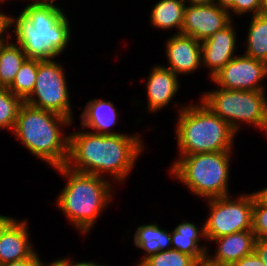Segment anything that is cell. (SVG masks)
Returning a JSON list of instances; mask_svg holds the SVG:
<instances>
[{"label":"cell","mask_w":267,"mask_h":266,"mask_svg":"<svg viewBox=\"0 0 267 266\" xmlns=\"http://www.w3.org/2000/svg\"><path fill=\"white\" fill-rule=\"evenodd\" d=\"M143 148L139 135H102L80 130L69 134L66 166L100 177L109 173L121 183L129 176Z\"/></svg>","instance_id":"6da1fadb"},{"label":"cell","mask_w":267,"mask_h":266,"mask_svg":"<svg viewBox=\"0 0 267 266\" xmlns=\"http://www.w3.org/2000/svg\"><path fill=\"white\" fill-rule=\"evenodd\" d=\"M259 15L267 21V0H264V3H263L261 12Z\"/></svg>","instance_id":"f35d334b"},{"label":"cell","mask_w":267,"mask_h":266,"mask_svg":"<svg viewBox=\"0 0 267 266\" xmlns=\"http://www.w3.org/2000/svg\"><path fill=\"white\" fill-rule=\"evenodd\" d=\"M64 266H91V261L74 262L70 258L64 259Z\"/></svg>","instance_id":"d6a6232c"},{"label":"cell","mask_w":267,"mask_h":266,"mask_svg":"<svg viewBox=\"0 0 267 266\" xmlns=\"http://www.w3.org/2000/svg\"><path fill=\"white\" fill-rule=\"evenodd\" d=\"M231 198L228 195L207 199L210 212L204 223L206 241L252 230L254 192L240 195L234 201Z\"/></svg>","instance_id":"ba28073f"},{"label":"cell","mask_w":267,"mask_h":266,"mask_svg":"<svg viewBox=\"0 0 267 266\" xmlns=\"http://www.w3.org/2000/svg\"><path fill=\"white\" fill-rule=\"evenodd\" d=\"M233 22L201 42L202 65L210 69L212 79L235 56L237 46Z\"/></svg>","instance_id":"7c38bea8"},{"label":"cell","mask_w":267,"mask_h":266,"mask_svg":"<svg viewBox=\"0 0 267 266\" xmlns=\"http://www.w3.org/2000/svg\"><path fill=\"white\" fill-rule=\"evenodd\" d=\"M232 151L184 155L171 165L170 175L194 195L205 199L230 195L228 191Z\"/></svg>","instance_id":"8992f818"},{"label":"cell","mask_w":267,"mask_h":266,"mask_svg":"<svg viewBox=\"0 0 267 266\" xmlns=\"http://www.w3.org/2000/svg\"><path fill=\"white\" fill-rule=\"evenodd\" d=\"M6 32L7 39L0 42V87L8 88L27 57L22 48L11 40L13 35ZM9 38L11 41H6Z\"/></svg>","instance_id":"44dd1931"},{"label":"cell","mask_w":267,"mask_h":266,"mask_svg":"<svg viewBox=\"0 0 267 266\" xmlns=\"http://www.w3.org/2000/svg\"><path fill=\"white\" fill-rule=\"evenodd\" d=\"M185 2H188L193 5H208V4L215 3V0H187Z\"/></svg>","instance_id":"8d00e7d4"},{"label":"cell","mask_w":267,"mask_h":266,"mask_svg":"<svg viewBox=\"0 0 267 266\" xmlns=\"http://www.w3.org/2000/svg\"><path fill=\"white\" fill-rule=\"evenodd\" d=\"M66 13L55 4H28L18 17L8 15L16 43L29 59L53 60L70 43L71 27Z\"/></svg>","instance_id":"7a4b0ae2"},{"label":"cell","mask_w":267,"mask_h":266,"mask_svg":"<svg viewBox=\"0 0 267 266\" xmlns=\"http://www.w3.org/2000/svg\"><path fill=\"white\" fill-rule=\"evenodd\" d=\"M197 264L192 256L171 248L148 257L139 266H197Z\"/></svg>","instance_id":"d4e9b609"},{"label":"cell","mask_w":267,"mask_h":266,"mask_svg":"<svg viewBox=\"0 0 267 266\" xmlns=\"http://www.w3.org/2000/svg\"><path fill=\"white\" fill-rule=\"evenodd\" d=\"M39 261H40V257L38 256L36 252L30 258L4 263V264H1L0 266H37Z\"/></svg>","instance_id":"f546056e"},{"label":"cell","mask_w":267,"mask_h":266,"mask_svg":"<svg viewBox=\"0 0 267 266\" xmlns=\"http://www.w3.org/2000/svg\"><path fill=\"white\" fill-rule=\"evenodd\" d=\"M28 236L27 220L14 219L0 236V264L32 257L36 251Z\"/></svg>","instance_id":"9a60e30c"},{"label":"cell","mask_w":267,"mask_h":266,"mask_svg":"<svg viewBox=\"0 0 267 266\" xmlns=\"http://www.w3.org/2000/svg\"><path fill=\"white\" fill-rule=\"evenodd\" d=\"M65 70L54 60L41 61L34 90L24 101L27 104L54 112L73 121Z\"/></svg>","instance_id":"9c48e42d"},{"label":"cell","mask_w":267,"mask_h":266,"mask_svg":"<svg viewBox=\"0 0 267 266\" xmlns=\"http://www.w3.org/2000/svg\"><path fill=\"white\" fill-rule=\"evenodd\" d=\"M205 239L204 224L198 230L194 223L183 221L171 232L172 249L192 256L197 262L206 258L208 247L200 246V238Z\"/></svg>","instance_id":"ac0fdd59"},{"label":"cell","mask_w":267,"mask_h":266,"mask_svg":"<svg viewBox=\"0 0 267 266\" xmlns=\"http://www.w3.org/2000/svg\"><path fill=\"white\" fill-rule=\"evenodd\" d=\"M40 60L27 58L8 89L25 101L33 92Z\"/></svg>","instance_id":"603a6c76"},{"label":"cell","mask_w":267,"mask_h":266,"mask_svg":"<svg viewBox=\"0 0 267 266\" xmlns=\"http://www.w3.org/2000/svg\"><path fill=\"white\" fill-rule=\"evenodd\" d=\"M197 266H232V265L216 264L211 262L209 259L204 258L198 262Z\"/></svg>","instance_id":"e575fe53"},{"label":"cell","mask_w":267,"mask_h":266,"mask_svg":"<svg viewBox=\"0 0 267 266\" xmlns=\"http://www.w3.org/2000/svg\"><path fill=\"white\" fill-rule=\"evenodd\" d=\"M255 240L252 230L218 237L212 240L218 244L214 257L207 253L206 258L216 264L233 265L239 259L253 253Z\"/></svg>","instance_id":"2e32d148"},{"label":"cell","mask_w":267,"mask_h":266,"mask_svg":"<svg viewBox=\"0 0 267 266\" xmlns=\"http://www.w3.org/2000/svg\"><path fill=\"white\" fill-rule=\"evenodd\" d=\"M117 114V110L111 101H106L102 98L91 99L87 102L84 111L80 115L82 128H91L93 130L92 133L102 135L122 134L108 130L111 126L117 124Z\"/></svg>","instance_id":"e0dca14e"},{"label":"cell","mask_w":267,"mask_h":266,"mask_svg":"<svg viewBox=\"0 0 267 266\" xmlns=\"http://www.w3.org/2000/svg\"><path fill=\"white\" fill-rule=\"evenodd\" d=\"M37 266H64V258L55 260L49 264H46L40 260Z\"/></svg>","instance_id":"d590c367"},{"label":"cell","mask_w":267,"mask_h":266,"mask_svg":"<svg viewBox=\"0 0 267 266\" xmlns=\"http://www.w3.org/2000/svg\"><path fill=\"white\" fill-rule=\"evenodd\" d=\"M228 10L216 3L208 5H186L180 34L192 36L202 42L232 22Z\"/></svg>","instance_id":"8fae6325"},{"label":"cell","mask_w":267,"mask_h":266,"mask_svg":"<svg viewBox=\"0 0 267 266\" xmlns=\"http://www.w3.org/2000/svg\"><path fill=\"white\" fill-rule=\"evenodd\" d=\"M24 101L8 88L0 87V129L13 131L19 109Z\"/></svg>","instance_id":"cb8c5ba5"},{"label":"cell","mask_w":267,"mask_h":266,"mask_svg":"<svg viewBox=\"0 0 267 266\" xmlns=\"http://www.w3.org/2000/svg\"><path fill=\"white\" fill-rule=\"evenodd\" d=\"M169 67L176 75L190 74L202 66L201 42L180 33L169 37L166 43Z\"/></svg>","instance_id":"4fadbf2b"},{"label":"cell","mask_w":267,"mask_h":266,"mask_svg":"<svg viewBox=\"0 0 267 266\" xmlns=\"http://www.w3.org/2000/svg\"><path fill=\"white\" fill-rule=\"evenodd\" d=\"M7 26H8V15L3 14L0 11V42L4 39V37L5 38L7 37L4 35L5 31L8 30Z\"/></svg>","instance_id":"4dcf8cb0"},{"label":"cell","mask_w":267,"mask_h":266,"mask_svg":"<svg viewBox=\"0 0 267 266\" xmlns=\"http://www.w3.org/2000/svg\"><path fill=\"white\" fill-rule=\"evenodd\" d=\"M186 0H159L150 13L151 26L163 30L178 29L180 33L184 20Z\"/></svg>","instance_id":"ffe728a7"},{"label":"cell","mask_w":267,"mask_h":266,"mask_svg":"<svg viewBox=\"0 0 267 266\" xmlns=\"http://www.w3.org/2000/svg\"><path fill=\"white\" fill-rule=\"evenodd\" d=\"M54 169L68 178L57 197V206L78 231L88 233L112 200V184L104 177L78 172L66 165Z\"/></svg>","instance_id":"277c9868"},{"label":"cell","mask_w":267,"mask_h":266,"mask_svg":"<svg viewBox=\"0 0 267 266\" xmlns=\"http://www.w3.org/2000/svg\"><path fill=\"white\" fill-rule=\"evenodd\" d=\"M253 252L267 266V238H256Z\"/></svg>","instance_id":"83f0119b"},{"label":"cell","mask_w":267,"mask_h":266,"mask_svg":"<svg viewBox=\"0 0 267 266\" xmlns=\"http://www.w3.org/2000/svg\"><path fill=\"white\" fill-rule=\"evenodd\" d=\"M264 0H235V3L228 9L230 16L231 12L235 15H245L252 12V16L259 15L263 6Z\"/></svg>","instance_id":"4316f807"},{"label":"cell","mask_w":267,"mask_h":266,"mask_svg":"<svg viewBox=\"0 0 267 266\" xmlns=\"http://www.w3.org/2000/svg\"><path fill=\"white\" fill-rule=\"evenodd\" d=\"M245 55L267 63V21L260 15L251 18Z\"/></svg>","instance_id":"7402d4cb"},{"label":"cell","mask_w":267,"mask_h":266,"mask_svg":"<svg viewBox=\"0 0 267 266\" xmlns=\"http://www.w3.org/2000/svg\"><path fill=\"white\" fill-rule=\"evenodd\" d=\"M256 194L264 201L267 203V187L260 189L259 191L256 192Z\"/></svg>","instance_id":"74e56055"},{"label":"cell","mask_w":267,"mask_h":266,"mask_svg":"<svg viewBox=\"0 0 267 266\" xmlns=\"http://www.w3.org/2000/svg\"><path fill=\"white\" fill-rule=\"evenodd\" d=\"M200 102L179 109L174 138L177 139L179 158L196 153L233 151V139L237 133Z\"/></svg>","instance_id":"5b68a950"},{"label":"cell","mask_w":267,"mask_h":266,"mask_svg":"<svg viewBox=\"0 0 267 266\" xmlns=\"http://www.w3.org/2000/svg\"><path fill=\"white\" fill-rule=\"evenodd\" d=\"M215 3L228 10L235 3V0H215Z\"/></svg>","instance_id":"836d02e7"},{"label":"cell","mask_w":267,"mask_h":266,"mask_svg":"<svg viewBox=\"0 0 267 266\" xmlns=\"http://www.w3.org/2000/svg\"><path fill=\"white\" fill-rule=\"evenodd\" d=\"M71 124L72 121L64 116L24 102L12 133L28 151L54 169L67 163L69 135L63 134L62 127Z\"/></svg>","instance_id":"3957f363"},{"label":"cell","mask_w":267,"mask_h":266,"mask_svg":"<svg viewBox=\"0 0 267 266\" xmlns=\"http://www.w3.org/2000/svg\"><path fill=\"white\" fill-rule=\"evenodd\" d=\"M252 231L256 238H267V203L254 192Z\"/></svg>","instance_id":"484cf974"},{"label":"cell","mask_w":267,"mask_h":266,"mask_svg":"<svg viewBox=\"0 0 267 266\" xmlns=\"http://www.w3.org/2000/svg\"><path fill=\"white\" fill-rule=\"evenodd\" d=\"M266 91L228 90L218 88L204 92L201 101L225 120L237 133L240 123H248L267 135Z\"/></svg>","instance_id":"52a82bcc"},{"label":"cell","mask_w":267,"mask_h":266,"mask_svg":"<svg viewBox=\"0 0 267 266\" xmlns=\"http://www.w3.org/2000/svg\"><path fill=\"white\" fill-rule=\"evenodd\" d=\"M91 266H107V265H101V264L91 261Z\"/></svg>","instance_id":"60d3db41"},{"label":"cell","mask_w":267,"mask_h":266,"mask_svg":"<svg viewBox=\"0 0 267 266\" xmlns=\"http://www.w3.org/2000/svg\"><path fill=\"white\" fill-rule=\"evenodd\" d=\"M134 244L146 252L140 262L135 265L139 266L148 257L172 248L171 232L163 230L156 223L140 225L134 234Z\"/></svg>","instance_id":"d6986e66"},{"label":"cell","mask_w":267,"mask_h":266,"mask_svg":"<svg viewBox=\"0 0 267 266\" xmlns=\"http://www.w3.org/2000/svg\"><path fill=\"white\" fill-rule=\"evenodd\" d=\"M55 0H34L31 4H54Z\"/></svg>","instance_id":"ab89813d"},{"label":"cell","mask_w":267,"mask_h":266,"mask_svg":"<svg viewBox=\"0 0 267 266\" xmlns=\"http://www.w3.org/2000/svg\"><path fill=\"white\" fill-rule=\"evenodd\" d=\"M267 77V63L245 54L229 61L212 79L228 90L265 91L262 80Z\"/></svg>","instance_id":"30bf717a"},{"label":"cell","mask_w":267,"mask_h":266,"mask_svg":"<svg viewBox=\"0 0 267 266\" xmlns=\"http://www.w3.org/2000/svg\"><path fill=\"white\" fill-rule=\"evenodd\" d=\"M14 220L13 217L0 215V236L6 227Z\"/></svg>","instance_id":"1f68e13d"},{"label":"cell","mask_w":267,"mask_h":266,"mask_svg":"<svg viewBox=\"0 0 267 266\" xmlns=\"http://www.w3.org/2000/svg\"><path fill=\"white\" fill-rule=\"evenodd\" d=\"M232 266H265L262 260L253 252L236 261Z\"/></svg>","instance_id":"f1b7e54d"},{"label":"cell","mask_w":267,"mask_h":266,"mask_svg":"<svg viewBox=\"0 0 267 266\" xmlns=\"http://www.w3.org/2000/svg\"><path fill=\"white\" fill-rule=\"evenodd\" d=\"M178 77L166 66L155 65L152 68L146 83L148 111L157 112L167 107L180 88Z\"/></svg>","instance_id":"5bb4252c"}]
</instances>
